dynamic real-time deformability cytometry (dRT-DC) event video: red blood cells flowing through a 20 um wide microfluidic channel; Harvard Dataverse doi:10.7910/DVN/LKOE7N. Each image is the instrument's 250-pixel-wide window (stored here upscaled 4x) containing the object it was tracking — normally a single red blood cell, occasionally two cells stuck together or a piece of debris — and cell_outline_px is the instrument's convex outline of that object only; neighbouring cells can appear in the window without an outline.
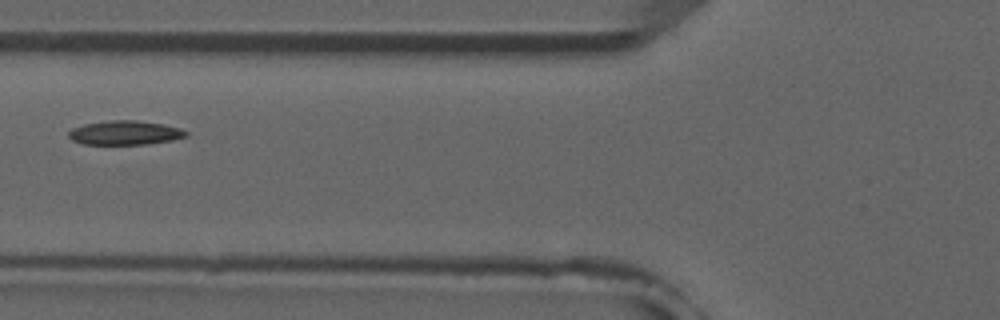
{"species": "common noctule bat (a hibernating species)", "species_latin": "Nyctalus noctula", "temperature_condition": "room temperature", "stored_images_in_passage": 5, "camera_frame_rate_fps": 3000, "um_per_image_px": 0.085, "animal": {"sex": "male", "forearm_length_mm": 52.5}, "frame": {"image": 1, "passage_image": 5, "time_ms": 4.667, "image_size_px": [1000, 320], "cell_outline_px": [[188, 136], [172, 140], [144, 144], [84, 144], [72, 140], [68, 136], [68, 132], [72, 128], [84, 124], [108, 120], [136, 120], [164, 124], [180, 128], [188, 132]], "centroid_in_image_um": [10.62, 11.28], "position_along_channel_um": 115.2, "area_um2": 16.53}}